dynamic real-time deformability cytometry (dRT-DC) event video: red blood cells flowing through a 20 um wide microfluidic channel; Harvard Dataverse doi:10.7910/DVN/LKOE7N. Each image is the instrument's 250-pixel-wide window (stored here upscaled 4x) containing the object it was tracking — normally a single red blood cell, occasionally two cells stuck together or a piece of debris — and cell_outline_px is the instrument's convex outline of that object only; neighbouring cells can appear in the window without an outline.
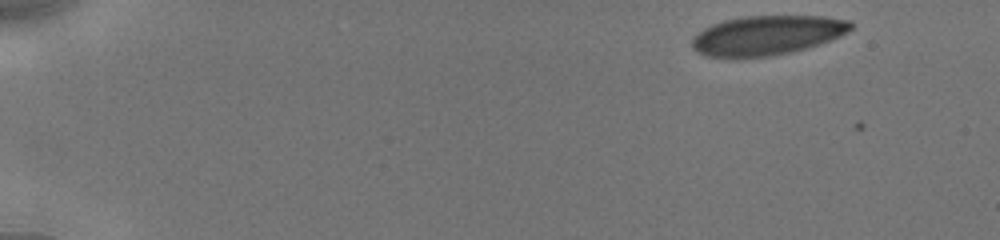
{"species": "human", "species_latin": "Homo sapiens", "temperature_condition": "cold", "stored_images_in_passage": 30, "camera_frame_rate_fps": 3000, "um_per_image_px": 0.085, "donor": {"sex": "male"}, "frame": {"image": 1, "passage_image": 1, "time_ms": 0.0, "image_size_px": [1000, 240], "cell_outline_px": [[852, 28], [848, 32], [840, 36], [792, 52], [772, 56], [708, 56], [696, 52], [692, 48], [692, 36], [704, 28], [712, 24], [724, 20], [744, 16], [824, 16], [852, 20]], "centroid_in_image_um": [65.2, 2.98], "position_along_channel_um": 19.8, "area_um2": 36.24}}
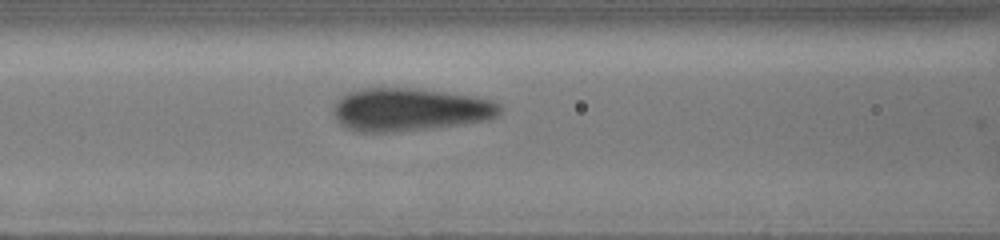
{"frame": {"image": 2, "passage_image": 16, "time_ms": 6.333, "image_size_px": [1000, 240], "cell_outline_px": [[500, 112], [496, 116], [488, 120], [432, 128], [396, 132], [352, 132], [344, 128], [336, 120], [332, 112], [332, 108], [336, 100], [348, 92], [364, 88], [420, 88], [472, 96], [492, 100], [500, 104]], "centroid_in_image_um": [34.76, 9.32], "position_along_channel_um": 131.8, "area_um2": 42.14}}
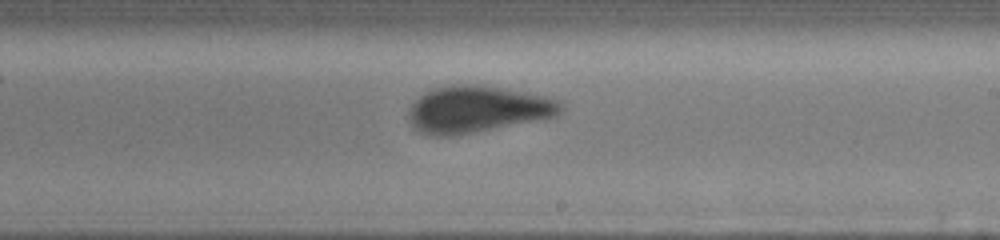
{"frame": {"image": 3, "passage_image": 29, "time_ms": 9.333, "image_size_px": [1000, 240], "cell_outline_px": [[564, 108], [556, 116], [544, 120], [452, 136], [432, 136], [420, 132], [412, 128], [408, 112], [412, 104], [424, 92], [432, 88], [452, 84], [476, 84], [548, 96], [564, 104]], "centroid_in_image_um": [40.58, 9.3], "position_along_channel_um": 248.4, "area_um2": 41.85}}